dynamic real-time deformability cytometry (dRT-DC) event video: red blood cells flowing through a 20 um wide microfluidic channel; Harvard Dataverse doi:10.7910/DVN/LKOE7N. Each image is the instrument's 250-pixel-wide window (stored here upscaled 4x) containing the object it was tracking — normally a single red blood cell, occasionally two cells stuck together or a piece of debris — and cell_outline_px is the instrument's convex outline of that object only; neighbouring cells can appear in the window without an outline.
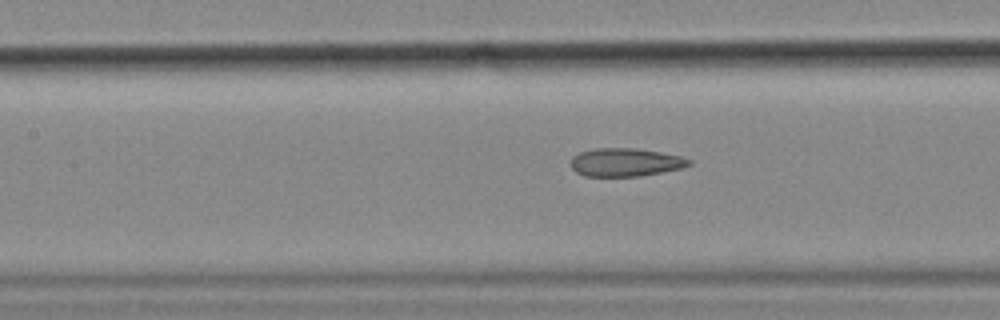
{"species": "common noctule bat (a hibernating species)", "species_latin": "Nyctalus noctula", "temperature_condition": "cold", "stored_images_in_passage": 45, "camera_frame_rate_fps": 3000, "um_per_image_px": 0.085, "animal": {"sex": "female", "body_mass_g": 18.4}, "frame": {"image": 1, "passage_image": 14, "time_ms": 4.333, "image_size_px": [1000, 320], "cell_outline_px": [[692, 164], [680, 168], [640, 176], [584, 176], [576, 172], [572, 168], [572, 156], [580, 152], [596, 148], [636, 148], [660, 152], [680, 156], [692, 160]], "centroid_in_image_um": [53.15, 13.79], "position_along_channel_um": 154.2, "area_um2": 19.31}, "authors_computed_cell_mechanics": {"area_um2": 19.8254, "velocity_mm_per_s": 3.5998, "shape_relaxation_time_tau1_ms": null, "shape_relaxation_time_tau2_ms": 2.4726, "deformation_change_tau1": null, "deformation_change_tau2": 0.106}}